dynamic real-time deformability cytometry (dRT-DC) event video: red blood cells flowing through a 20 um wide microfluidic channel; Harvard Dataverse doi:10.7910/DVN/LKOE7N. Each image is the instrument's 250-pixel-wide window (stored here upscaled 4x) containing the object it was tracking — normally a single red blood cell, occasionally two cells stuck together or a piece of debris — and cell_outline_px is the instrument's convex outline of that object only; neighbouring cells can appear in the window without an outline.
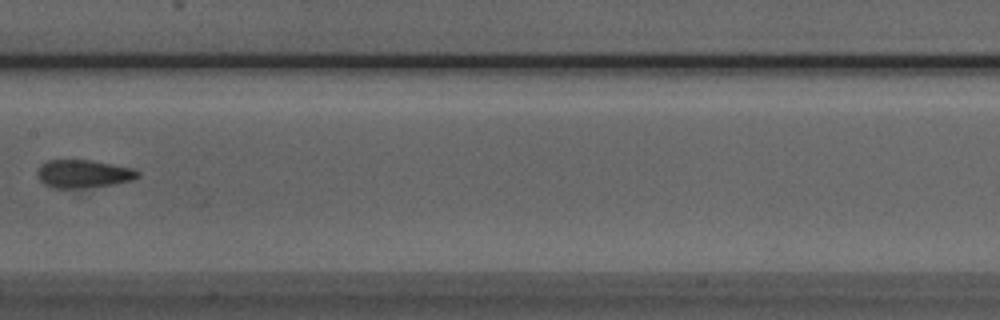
{"species": "Egyptian fruit bat (a non-hibernating species)", "species_latin": "Rousettus aegyptiacus", "temperature_condition": "room temperature", "stored_images_in_passage": 8, "camera_frame_rate_fps": 3000, "um_per_image_px": 0.085, "animal": {"sex": "male"}, "frame": {"image": 1, "passage_image": 7, "time_ms": 7.667, "image_size_px": [1000, 320], "cell_outline_px": [[140, 176], [132, 180], [112, 184], [88, 188], [52, 188], [44, 184], [40, 180], [36, 172], [40, 164], [48, 160], [88, 160], [112, 164], [132, 168], [140, 172]], "centroid_in_image_um": [7.06, 14.78], "position_along_channel_um": 200.3, "area_um2": 16.47}}
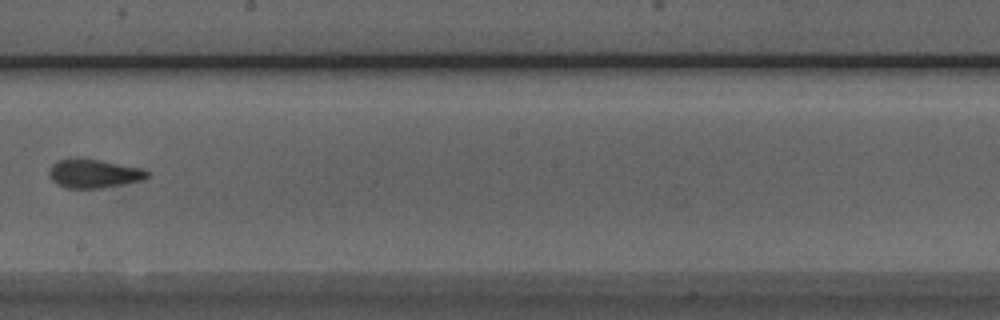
{"frame": {"image": 2, "passage_image": 8, "time_ms": 8.667, "image_size_px": [1000, 320], "cell_outline_px": [[148, 176], [144, 180], [124, 184], [100, 188], [64, 188], [56, 184], [48, 176], [48, 172], [52, 164], [56, 160], [76, 156], [100, 160], [140, 168], [148, 172]], "centroid_in_image_um": [7.9, 14.73], "position_along_channel_um": 240.3, "area_um2": 16.76}}